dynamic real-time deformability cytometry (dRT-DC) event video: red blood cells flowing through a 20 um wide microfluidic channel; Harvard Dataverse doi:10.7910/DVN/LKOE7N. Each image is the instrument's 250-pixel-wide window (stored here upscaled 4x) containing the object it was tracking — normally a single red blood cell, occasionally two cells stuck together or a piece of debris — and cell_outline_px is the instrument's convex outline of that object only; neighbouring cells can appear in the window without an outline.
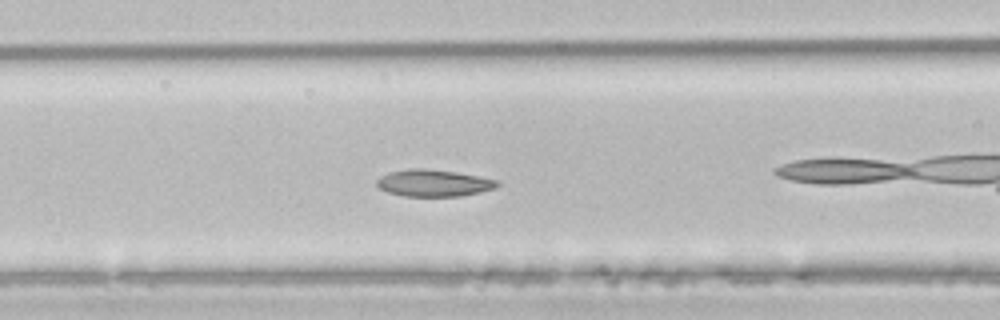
{"species": "common noctule bat (a hibernating species)", "species_latin": "Nyctalus noctula", "temperature_condition": "room temperature", "stored_images_in_passage": 33, "camera_frame_rate_fps": 3000, "um_per_image_px": 0.085, "animal": {"sex": "male", "body_mass_g": 21.5, "forearm_length_mm": 52.0}, "frame": {"image": 1, "passage_image": 10, "time_ms": 3.0, "image_size_px": [1000, 320], "cell_outline_px": [[500, 184], [496, 188], [480, 192], [460, 196], [404, 196], [388, 192], [380, 188], [376, 184], [376, 180], [380, 176], [388, 172], [408, 168], [424, 168], [456, 172], [500, 180]], "centroid_in_image_um": [36.86, 15.55], "position_along_channel_um": 129.7, "area_um2": 19.02}}
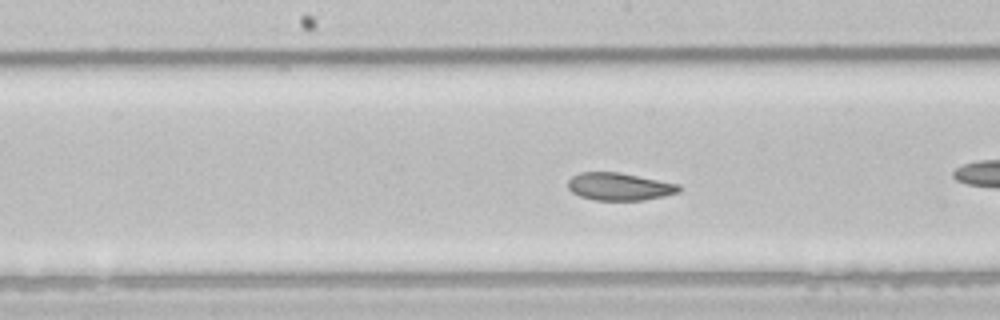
{"frame": {"image": 2, "passage_image": 15, "time_ms": 4.667, "image_size_px": [1000, 320], "cell_outline_px": [[680, 192], [664, 196], [644, 200], [596, 200], [580, 196], [572, 192], [568, 188], [568, 180], [572, 176], [580, 172], [620, 172], [680, 184]], "centroid_in_image_um": [52.66, 15.85], "position_along_channel_um": 195.5, "area_um2": 17.92}}
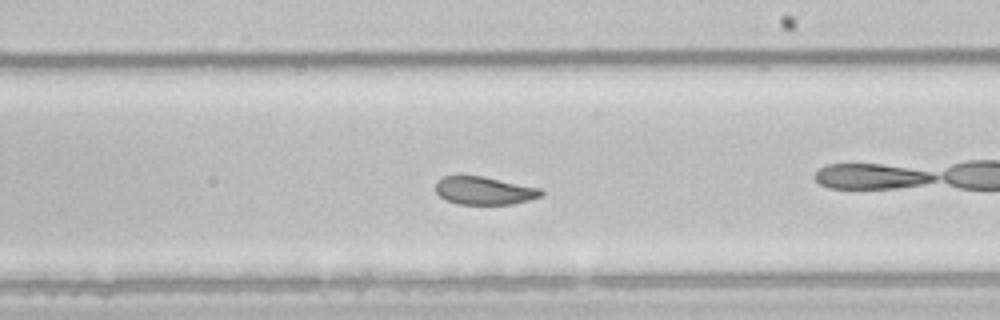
{"frame": {"image": 3, "passage_image": 19, "time_ms": 6.0, "image_size_px": [1000, 320], "cell_outline_px": [[544, 192], [540, 196], [528, 200], [512, 204], [456, 204], [444, 200], [436, 192], [436, 180], [444, 176], [484, 176], [540, 188]], "centroid_in_image_um": [41.13, 16.2], "position_along_channel_um": 247.9, "area_um2": 17.22}, "authors_computed_cell_mechanics": {"area_um2": 19.0162, "velocity_mm_per_s": 3.9446, "shape_relaxation_time_tau1_ms": 5.3619, "shape_relaxation_time_tau2_ms": 2.5139, "deformation_change_tau1": 0.1467, "deformation_change_tau2": 0.0851}}